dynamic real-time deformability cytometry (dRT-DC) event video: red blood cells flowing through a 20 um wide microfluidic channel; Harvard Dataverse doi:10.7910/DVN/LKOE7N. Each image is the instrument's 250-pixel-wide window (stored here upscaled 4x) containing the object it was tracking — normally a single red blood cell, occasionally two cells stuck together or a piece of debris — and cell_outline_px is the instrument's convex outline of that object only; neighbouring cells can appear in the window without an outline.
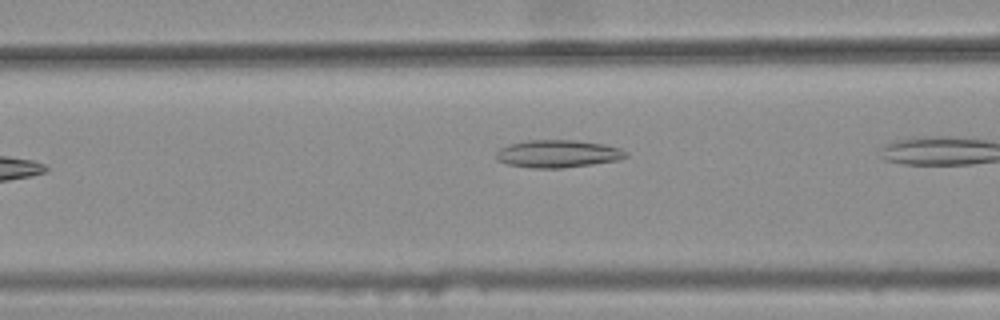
{"species": "common noctule bat (a hibernating species)", "species_latin": "Nyctalus noctula", "temperature_condition": "warm", "stored_images_in_passage": 10, "camera_frame_rate_fps": 3000, "um_per_image_px": 0.085, "animal": {"sex": "female", "body_mass_g": 25.1}, "frame": {"image": 1, "passage_image": 6, "time_ms": 1.667, "image_size_px": [1000, 320], "cell_outline_px": [[628, 156], [616, 160], [592, 164], [560, 168], [532, 168], [508, 164], [496, 160], [496, 152], [500, 148], [508, 144], [528, 140], [576, 140], [604, 144], [620, 148], [628, 152]], "centroid_in_image_um": [47.4, 13.06], "position_along_channel_um": 119.2, "area_um2": 20.87}}
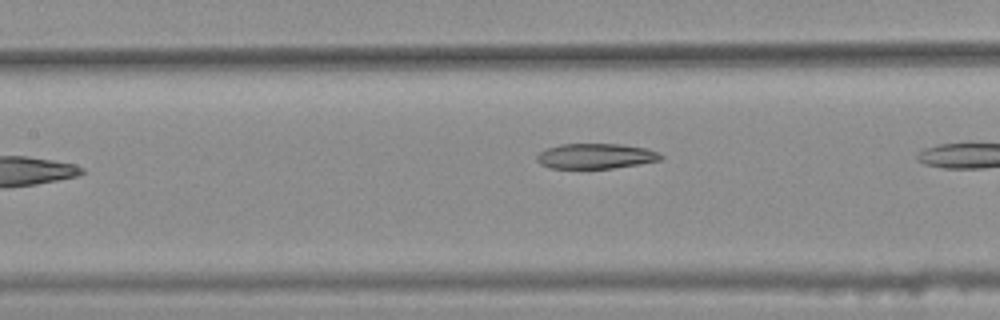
{"frame": {"image": 2, "passage_image": 9, "time_ms": 2.667, "image_size_px": [1000, 320], "cell_outline_px": [[664, 156], [660, 160], [640, 164], [612, 168], [548, 168], [540, 164], [536, 160], [536, 156], [544, 148], [560, 144], [624, 144], [648, 148], [660, 152]], "centroid_in_image_um": [50.64, 13.26], "position_along_channel_um": 156.8, "area_um2": 18.5}}